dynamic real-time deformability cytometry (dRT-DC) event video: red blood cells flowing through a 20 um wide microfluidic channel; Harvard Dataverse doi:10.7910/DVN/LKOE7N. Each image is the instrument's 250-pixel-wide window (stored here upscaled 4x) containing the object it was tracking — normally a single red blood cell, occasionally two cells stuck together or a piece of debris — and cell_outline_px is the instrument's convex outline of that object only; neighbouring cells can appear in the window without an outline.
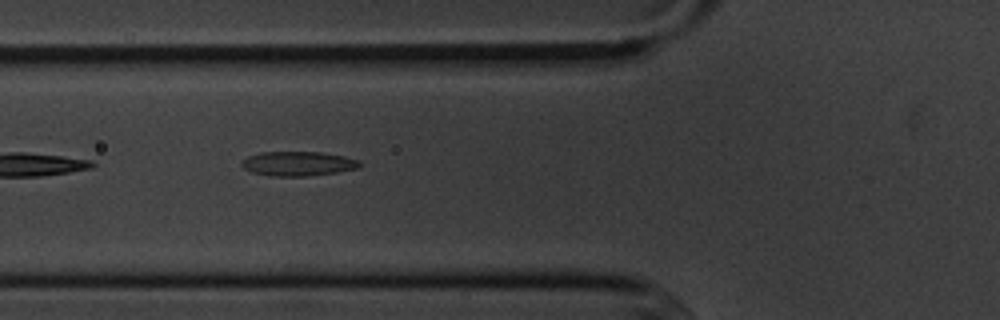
{"species": "common noctule bat (a hibernating species)", "species_latin": "Nyctalus noctula", "temperature_condition": "cold", "stored_images_in_passage": 6, "camera_frame_rate_fps": 3000, "um_per_image_px": 0.085, "animal": {"sex": "male", "body_mass_g": 20.1, "forearm_length_mm": 53.5}, "frame": {"image": 1, "passage_image": 5, "time_ms": 5.667, "image_size_px": [1000, 320], "cell_outline_px": [[360, 164], [356, 168], [336, 172], [304, 176], [272, 176], [252, 172], [244, 168], [240, 164], [248, 156], [260, 152], [320, 152], [344, 156], [360, 160]], "centroid_in_image_um": [25.31, 13.9], "position_along_channel_um": 100.5, "area_um2": 16.59}}